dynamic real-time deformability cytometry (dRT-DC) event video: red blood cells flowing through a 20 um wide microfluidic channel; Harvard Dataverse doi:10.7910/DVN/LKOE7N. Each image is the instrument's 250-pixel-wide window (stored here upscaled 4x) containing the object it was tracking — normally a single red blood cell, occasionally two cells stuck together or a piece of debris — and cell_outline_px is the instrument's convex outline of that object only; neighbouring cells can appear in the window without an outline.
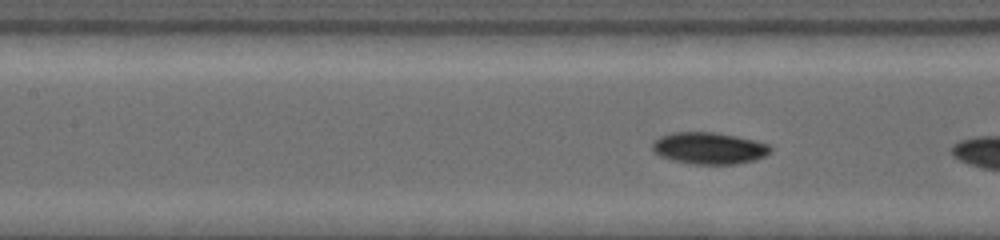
{"species": "common noctule bat (a hibernating species)", "species_latin": "Nyctalus noctula", "temperature_condition": "warm", "stored_images_in_passage": 7, "segment_of_instrument_passage": [2, 2], "camera_frame_rate_fps": 4500, "um_per_image_px": 0.085, "animal": {"sex": "female", "body_mass_g": 19.0, "forearm_length_mm": 53.3}, "frame": {"image": 1, "passage_image": 7, "time_ms": 6.444, "image_size_px": [1000, 240], "cell_outline_px": [[772, 152], [756, 160], [736, 164], [692, 164], [672, 160], [660, 156], [652, 152], [652, 144], [660, 136], [672, 132], [712, 132], [736, 136], [768, 144], [772, 148]], "centroid_in_image_um": [60.26, 12.6], "position_along_channel_um": 147.1, "area_um2": 21.91}}